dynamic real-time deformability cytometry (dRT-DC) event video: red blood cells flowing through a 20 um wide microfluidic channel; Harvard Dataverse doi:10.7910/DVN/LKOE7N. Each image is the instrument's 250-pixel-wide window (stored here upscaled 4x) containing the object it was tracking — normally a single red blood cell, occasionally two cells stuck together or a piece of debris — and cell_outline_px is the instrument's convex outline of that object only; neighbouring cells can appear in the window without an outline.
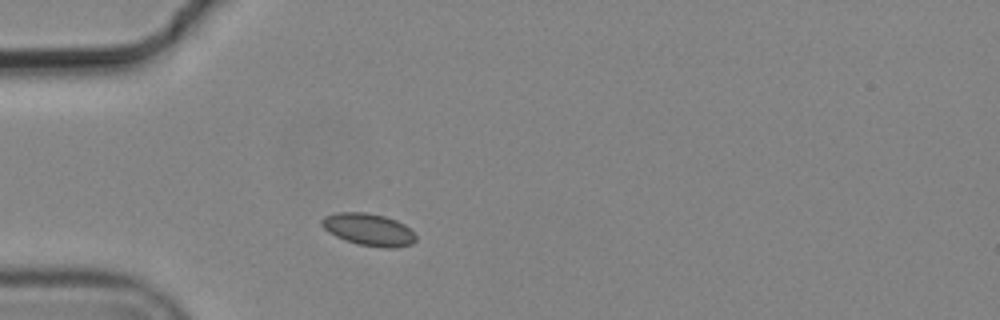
{"species": "common noctule bat (a hibernating species)", "species_latin": "Nyctalus noctula", "temperature_condition": "cold", "stored_images_in_passage": 1, "camera_frame_rate_fps": 3000, "um_per_image_px": 0.085, "animal": {"sex": "male", "body_mass_g": 19.2, "forearm_length_mm": 51.8}, "frame": {"image": 1, "passage_image": 1, "time_ms": 0.0, "image_size_px": [1000, 320], "cell_outline_px": [[416, 240], [412, 244], [396, 248], [380, 248], [360, 244], [344, 240], [328, 232], [320, 224], [320, 220], [324, 216], [336, 212], [368, 212], [384, 216], [396, 220], [404, 224], [416, 236]], "centroid_in_image_um": [31.32, 19.51], "position_along_channel_um": 53.7, "area_um2": 17.8}}